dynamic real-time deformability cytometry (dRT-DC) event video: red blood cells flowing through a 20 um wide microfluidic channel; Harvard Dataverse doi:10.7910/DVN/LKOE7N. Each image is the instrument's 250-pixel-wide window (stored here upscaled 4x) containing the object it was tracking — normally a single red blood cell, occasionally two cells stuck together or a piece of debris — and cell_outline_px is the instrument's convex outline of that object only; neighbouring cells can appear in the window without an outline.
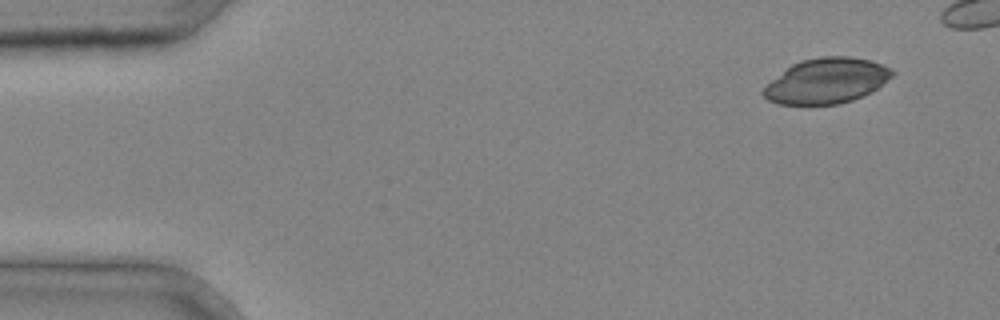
{"species": "common noctule bat (a hibernating species)", "species_latin": "Nyctalus noctula", "temperature_condition": "cold", "stored_images_in_passage": 4, "camera_frame_rate_fps": 3000, "um_per_image_px": 0.085, "animal": {"sex": "male", "body_mass_g": 20.4}, "frame": {"image": 1, "passage_image": 1, "time_ms": 0.0, "image_size_px": [1000, 320], "cell_outline_px": [[896, 72], [892, 76], [876, 88], [852, 100], [836, 104], [780, 104], [768, 100], [760, 92], [772, 80], [792, 64], [800, 60], [820, 56], [848, 56], [872, 60], [892, 68]], "centroid_in_image_um": [70.26, 6.85], "position_along_channel_um": 14.7, "area_um2": 33.7}}